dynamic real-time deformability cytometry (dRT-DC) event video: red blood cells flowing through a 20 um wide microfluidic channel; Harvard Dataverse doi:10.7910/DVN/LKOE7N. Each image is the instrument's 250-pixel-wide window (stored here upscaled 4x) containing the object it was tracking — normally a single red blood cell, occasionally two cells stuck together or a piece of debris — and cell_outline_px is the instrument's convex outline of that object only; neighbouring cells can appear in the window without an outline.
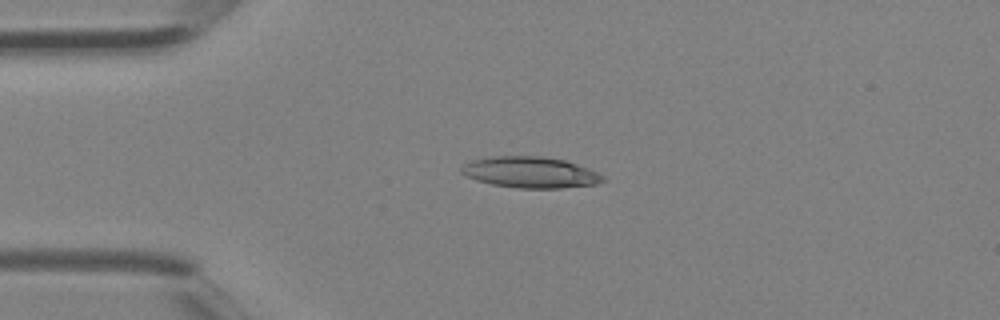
{"species": "Egyptian fruit bat (a non-hibernating species)", "species_latin": "Rousettus aegyptiacus", "temperature_condition": "room temperature", "stored_images_in_passage": 4, "camera_frame_rate_fps": 3000, "um_per_image_px": 0.085, "animal": {"sex": "female"}, "frame": {"image": 1, "passage_image": 2, "time_ms": 0.333, "image_size_px": [1000, 320], "cell_outline_px": [[604, 180], [596, 184], [560, 188], [516, 188], [492, 184], [476, 180], [460, 172], [460, 168], [464, 164], [472, 160], [492, 156], [540, 156], [564, 160], [588, 168], [604, 176]], "centroid_in_image_um": [45.06, 14.65], "position_along_channel_um": 39.9, "area_um2": 25.49}}
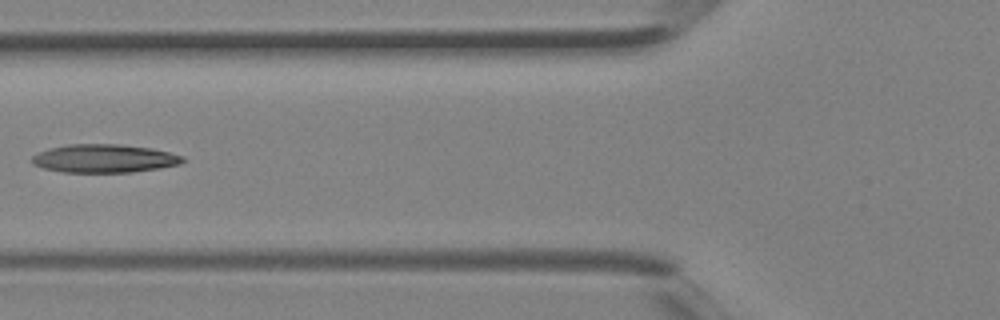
{"frame": {"image": 2, "passage_image": 4, "time_ms": 1.0, "image_size_px": [1000, 320], "cell_outline_px": [[184, 160], [180, 164], [160, 168], [132, 172], [64, 172], [44, 168], [32, 164], [28, 160], [32, 156], [48, 148], [68, 144], [120, 144], [152, 148], [184, 156]], "centroid_in_image_um": [8.84, 13.46], "position_along_channel_um": 117.0, "area_um2": 24.97}}